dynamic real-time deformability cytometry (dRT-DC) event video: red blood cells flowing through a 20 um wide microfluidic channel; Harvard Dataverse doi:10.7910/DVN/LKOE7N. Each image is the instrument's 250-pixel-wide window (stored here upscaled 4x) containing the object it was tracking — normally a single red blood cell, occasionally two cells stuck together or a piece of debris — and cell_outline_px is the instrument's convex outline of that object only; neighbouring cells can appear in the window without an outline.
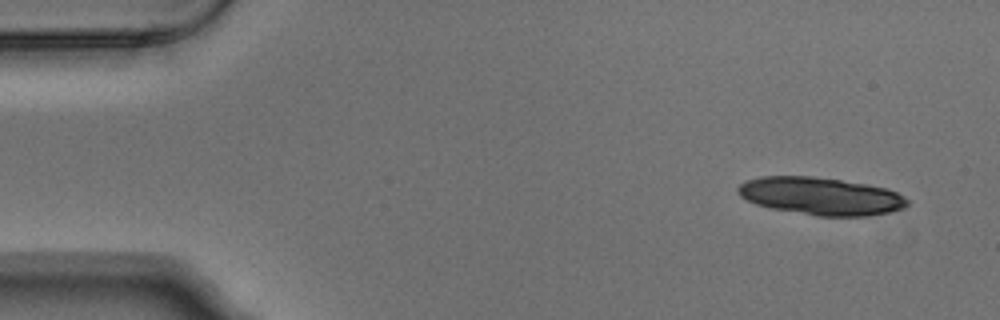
{"species": "Egyptian fruit bat (a non-hibernating species)", "species_latin": "Rousettus aegyptiacus", "temperature_condition": "warm", "stored_images_in_passage": 4, "segment_of_instrument_passage": [1, 2], "camera_frame_rate_fps": 3000, "um_per_image_px": 0.085, "animal": {"sex": "male"}, "frame": {"image": 1, "passage_image": 1, "time_ms": 0.0, "image_size_px": [1000, 320], "cell_outline_px": [[908, 204], [904, 208], [888, 212], [868, 216], [816, 216], [772, 208], [756, 204], [740, 196], [736, 192], [736, 188], [744, 180], [760, 176], [812, 176], [840, 180], [864, 184], [884, 188], [896, 192], [904, 196], [908, 200]], "centroid_in_image_um": [69.72, 16.67], "position_along_channel_um": 15.3, "area_um2": 37.05}}